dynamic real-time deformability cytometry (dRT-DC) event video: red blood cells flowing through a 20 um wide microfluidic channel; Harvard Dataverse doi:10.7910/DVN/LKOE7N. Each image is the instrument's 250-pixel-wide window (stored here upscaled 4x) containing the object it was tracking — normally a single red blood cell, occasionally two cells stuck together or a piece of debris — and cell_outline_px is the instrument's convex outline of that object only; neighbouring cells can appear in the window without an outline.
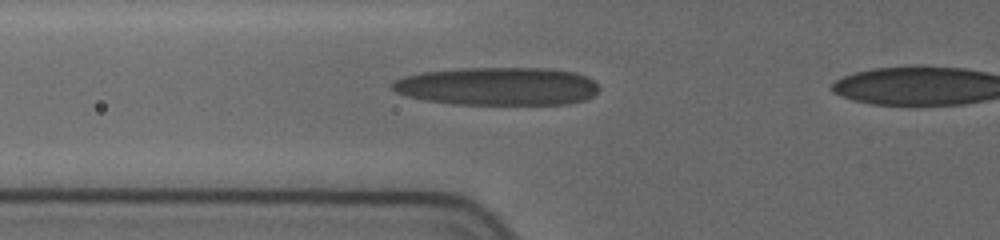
{"species": "human", "species_latin": "Homo sapiens", "temperature_condition": "cold", "stored_images_in_passage": 7, "camera_frame_rate_fps": 3000, "um_per_image_px": 0.085, "donor": {"sex": "female"}, "frame": {"image": 1, "passage_image": 6, "time_ms": 2.667, "image_size_px": [1000, 240], "cell_outline_px": [[600, 88], [592, 96], [584, 100], [568, 104], [452, 104], [424, 100], [408, 96], [396, 92], [388, 84], [392, 80], [404, 76], [420, 72], [460, 68], [548, 68], [576, 72], [588, 76]], "centroid_in_image_um": [42.27, 7.33], "position_along_channel_um": 83.5, "area_um2": 46.3}}